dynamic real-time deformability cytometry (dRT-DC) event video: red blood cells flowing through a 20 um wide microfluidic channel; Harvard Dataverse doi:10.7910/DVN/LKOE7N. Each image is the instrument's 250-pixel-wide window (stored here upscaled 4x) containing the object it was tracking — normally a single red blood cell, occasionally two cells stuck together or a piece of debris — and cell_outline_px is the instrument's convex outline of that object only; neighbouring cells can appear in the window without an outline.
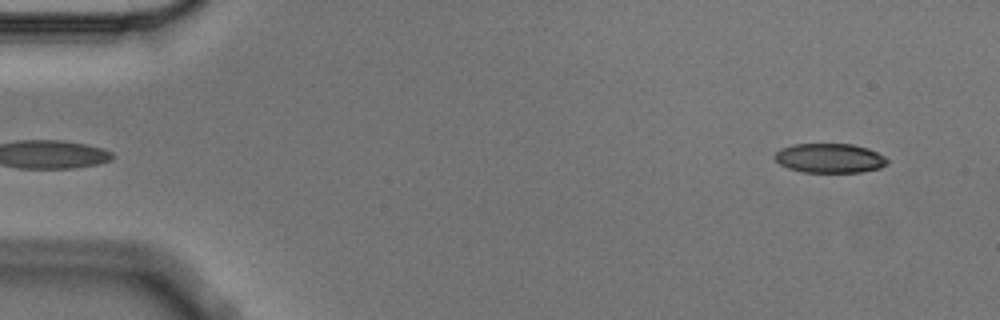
{"species": "Egyptian fruit bat (a non-hibernating species)", "species_latin": "Rousettus aegyptiacus", "temperature_condition": "cold", "stored_images_in_passage": 4, "camera_frame_rate_fps": 3000, "um_per_image_px": 0.085, "animal": {"sex": "male"}, "frame": {"image": 1, "passage_image": 4, "time_ms": 1.0, "image_size_px": [1000, 320], "cell_outline_px": [[888, 164], [880, 168], [860, 172], [804, 172], [788, 168], [780, 164], [772, 156], [780, 148], [792, 144], [852, 144], [868, 148], [884, 156], [888, 160]], "centroid_in_image_um": [70.51, 13.44], "position_along_channel_um": 14.5, "area_um2": 19.36}}